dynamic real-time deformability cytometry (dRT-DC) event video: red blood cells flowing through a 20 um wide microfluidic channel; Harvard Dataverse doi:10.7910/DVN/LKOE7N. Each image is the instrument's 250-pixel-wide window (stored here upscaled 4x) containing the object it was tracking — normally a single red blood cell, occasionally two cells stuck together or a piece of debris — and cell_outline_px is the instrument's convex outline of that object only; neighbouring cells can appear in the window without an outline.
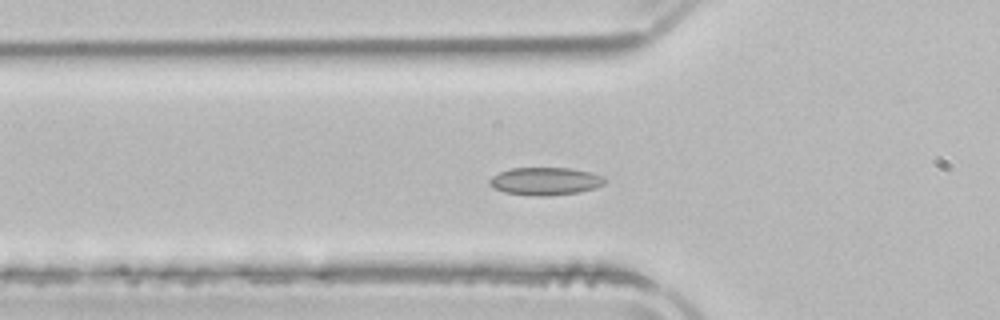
{"species": "common noctule bat (a hibernating species)", "species_latin": "Nyctalus noctula", "temperature_condition": "room temperature", "stored_images_in_passage": 53, "camera_frame_rate_fps": 3000, "um_per_image_px": 0.085, "animal": {"sex": "male", "body_mass_g": 21.5, "forearm_length_mm": 52.0}, "frame": {"image": 1, "passage_image": 17, "time_ms": 5.333, "image_size_px": [1000, 320], "cell_outline_px": [[604, 184], [596, 188], [580, 192], [544, 196], [532, 196], [504, 192], [492, 188], [488, 184], [488, 180], [492, 176], [500, 172], [512, 168], [568, 168], [588, 172], [604, 176]], "centroid_in_image_um": [46.31, 15.41], "position_along_channel_um": 79.5, "area_um2": 18.67}}
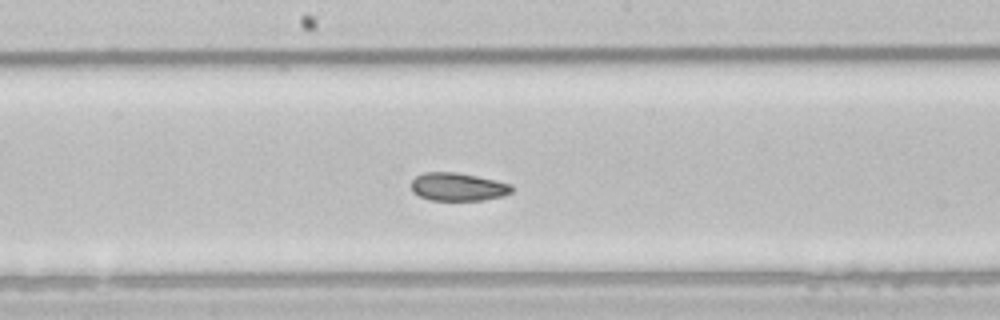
{"frame": {"image": 2, "passage_image": 27, "time_ms": 8.667, "image_size_px": [1000, 320], "cell_outline_px": [[512, 192], [504, 196], [484, 200], [428, 200], [412, 192], [412, 180], [416, 176], [424, 172], [456, 172], [476, 176], [512, 184]], "centroid_in_image_um": [38.92, 15.88], "position_along_channel_um": 209.3, "area_um2": 16.47}}
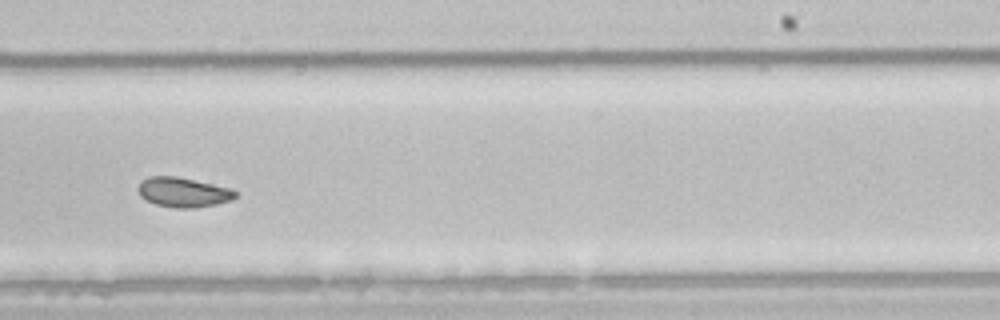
{"frame": {"image": 3, "passage_image": 32, "time_ms": 10.333, "image_size_px": [1000, 320], "cell_outline_px": [[236, 196], [232, 200], [216, 204], [196, 208], [176, 208], [156, 204], [140, 196], [136, 188], [140, 180], [148, 176], [176, 176], [232, 188], [236, 192]], "centroid_in_image_um": [15.55, 16.33], "position_along_channel_um": 273.4, "area_um2": 16.99}, "authors_computed_cell_mechanics": {"area_um2": 18.8428, "velocity_mm_per_s": 3.877, "shape_relaxation_time_tau1_ms": 6.5339, "shape_relaxation_time_tau2_ms": 1.7613, "deformation_change_tau1": 0.0971, "deformation_change_tau2": 0.0558}}